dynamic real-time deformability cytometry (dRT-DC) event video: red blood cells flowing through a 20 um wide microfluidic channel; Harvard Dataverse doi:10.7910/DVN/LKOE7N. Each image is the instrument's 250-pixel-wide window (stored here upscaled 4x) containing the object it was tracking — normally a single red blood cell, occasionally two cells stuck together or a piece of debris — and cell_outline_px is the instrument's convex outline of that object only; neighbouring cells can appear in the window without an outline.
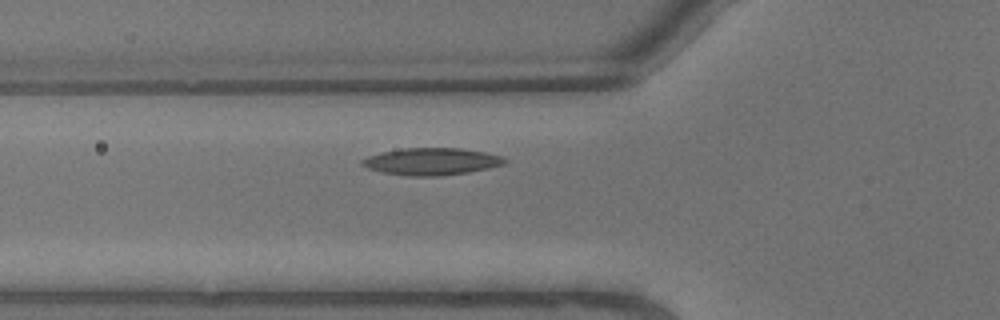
{"species": "common noctule bat (a hibernating species)", "species_latin": "Nyctalus noctula", "temperature_condition": "warm", "stored_images_in_passage": 6, "camera_frame_rate_fps": 3000, "um_per_image_px": 0.085, "animal": {"sex": "male", "body_mass_g": 13.3}, "frame": {"image": 1, "passage_image": 6, "time_ms": 1.667, "image_size_px": [1000, 320], "cell_outline_px": [[508, 160], [504, 164], [488, 168], [468, 172], [440, 176], [408, 176], [380, 172], [368, 168], [360, 164], [360, 160], [368, 156], [384, 152], [404, 148], [460, 148], [484, 152], [504, 156]], "centroid_in_image_um": [36.68, 13.73], "position_along_channel_um": 89.1, "area_um2": 22.54}}